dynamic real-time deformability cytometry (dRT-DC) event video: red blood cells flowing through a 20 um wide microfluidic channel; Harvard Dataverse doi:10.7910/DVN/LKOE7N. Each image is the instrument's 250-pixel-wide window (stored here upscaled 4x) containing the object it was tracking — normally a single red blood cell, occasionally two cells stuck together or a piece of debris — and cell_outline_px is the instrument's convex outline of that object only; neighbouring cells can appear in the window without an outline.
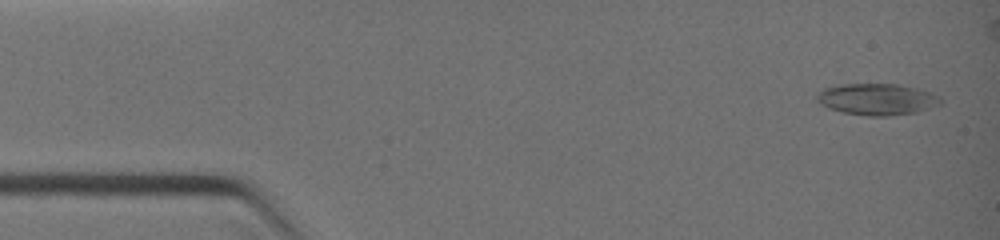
{"species": "common noctule bat (a hibernating species)", "species_latin": "Nyctalus noctula", "temperature_condition": "warm", "stored_images_in_passage": 8, "camera_frame_rate_fps": 3000, "um_per_image_px": 0.085, "animal": {"sex": "female", "body_mass_g": 19.0, "forearm_length_mm": 51.5}, "frame": {"image": 1, "passage_image": 1, "time_ms": 0.0, "image_size_px": [1000, 240], "cell_outline_px": [[940, 104], [916, 112], [888, 116], [868, 116], [844, 112], [828, 108], [820, 104], [816, 100], [816, 96], [824, 88], [840, 84], [896, 84], [916, 88], [928, 92], [936, 96], [940, 100]], "centroid_in_image_um": [74.48, 8.44], "position_along_channel_um": 10.5, "area_um2": 22.37}}